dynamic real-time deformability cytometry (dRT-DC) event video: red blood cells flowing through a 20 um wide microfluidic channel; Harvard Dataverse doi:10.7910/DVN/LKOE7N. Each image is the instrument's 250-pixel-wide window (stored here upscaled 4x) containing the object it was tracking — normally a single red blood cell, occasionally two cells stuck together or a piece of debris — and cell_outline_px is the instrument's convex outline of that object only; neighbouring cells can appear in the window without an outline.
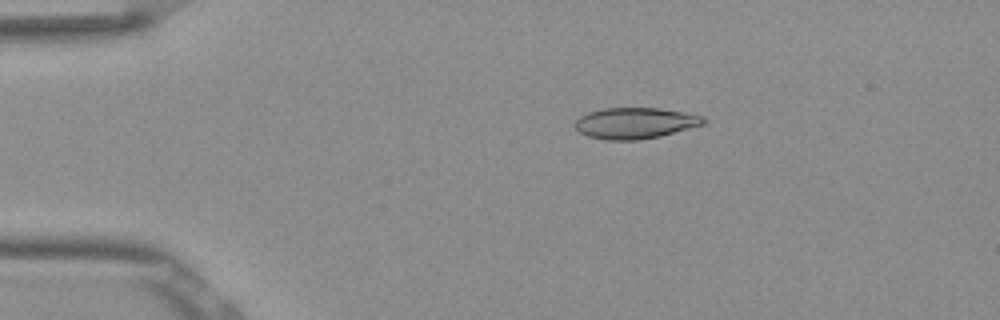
{"species": "Egyptian fruit bat (a non-hibernating species)", "species_latin": "Rousettus aegyptiacus", "temperature_condition": "room temperature", "stored_images_in_passage": 46, "camera_frame_rate_fps": 3000, "um_per_image_px": 0.085, "frame": {"image": 1, "passage_image": 4, "time_ms": 1.0, "image_size_px": [1000, 320], "cell_outline_px": [[708, 120], [704, 124], [660, 136], [636, 140], [608, 140], [588, 136], [580, 132], [572, 124], [580, 116], [588, 112], [604, 108], [660, 108], [704, 116]], "centroid_in_image_um": [53.98, 10.46], "position_along_channel_um": 31.0, "area_um2": 23.24}}
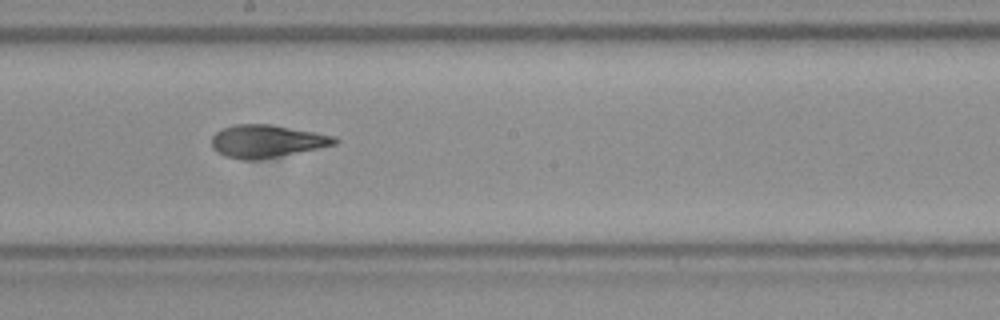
{"frame": {"image": 2, "passage_image": 23, "time_ms": 7.333, "image_size_px": [1000, 320], "cell_outline_px": [[340, 140], [336, 144], [260, 160], [240, 160], [224, 156], [216, 152], [212, 148], [212, 136], [216, 132], [224, 128], [236, 124], [272, 124], [336, 136]], "centroid_in_image_um": [22.65, 12.0], "position_along_channel_um": 225.5, "area_um2": 23.52}}
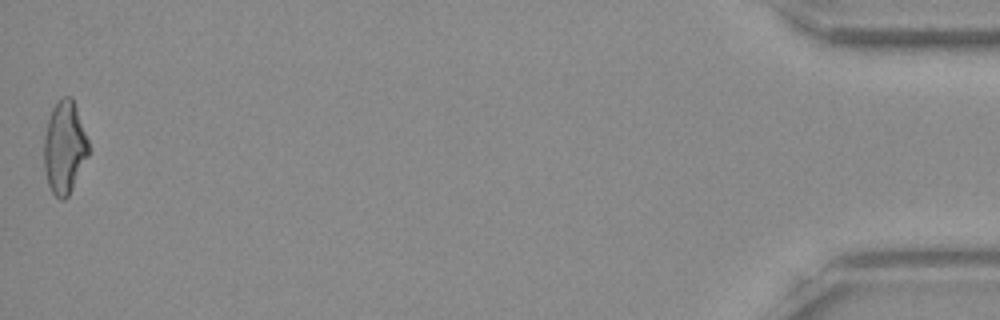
{"frame": {"image": 3, "passage_image": 46, "time_ms": 15.0, "image_size_px": [1000, 320], "cell_outline_px": [[88, 156], [68, 196], [64, 200], [60, 200], [52, 192], [48, 184], [44, 168], [44, 136], [48, 120], [52, 108], [64, 96], [72, 96], [88, 140]], "centroid_in_image_um": [5.47, 12.54], "position_along_channel_um": 429.7, "area_um2": 23.76}, "authors_computed_cell_mechanics": {"area_um2": 23.4668, "velocity_mm_per_s": 3.8885, "shape_relaxation_time_tau1_ms": 7.368, "shape_relaxation_time_tau2_ms": 1.8246, "deformation_change_tau1": 0.2119, "deformation_change_tau2": 0.0862}}